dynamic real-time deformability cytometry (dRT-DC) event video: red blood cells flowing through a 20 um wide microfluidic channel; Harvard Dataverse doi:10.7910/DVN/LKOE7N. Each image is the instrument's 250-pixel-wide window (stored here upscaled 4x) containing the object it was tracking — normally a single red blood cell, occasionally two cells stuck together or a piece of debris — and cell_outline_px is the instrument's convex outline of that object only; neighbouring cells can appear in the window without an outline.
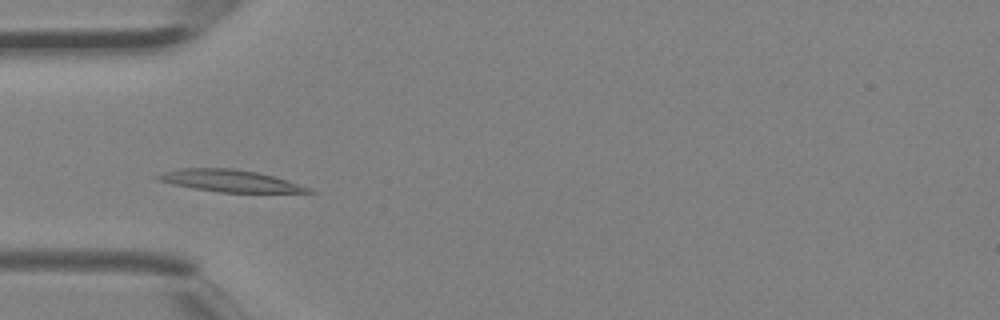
{"species": "Egyptian fruit bat (a non-hibernating species)", "species_latin": "Rousettus aegyptiacus", "temperature_condition": "room temperature", "stored_images_in_passage": 2, "camera_frame_rate_fps": 3000, "um_per_image_px": 0.085, "animal": {"sex": "female"}, "frame": {"image": 1, "passage_image": 1, "time_ms": 0.0, "image_size_px": [1000, 320], "cell_outline_px": [[316, 192], [220, 192], [192, 188], [172, 184], [156, 180], [152, 176], [164, 172], [180, 168], [232, 168], [256, 172], [272, 176], [312, 188]], "centroid_in_image_um": [19.47, 15.36], "position_along_channel_um": 65.5, "area_um2": 19.13}}
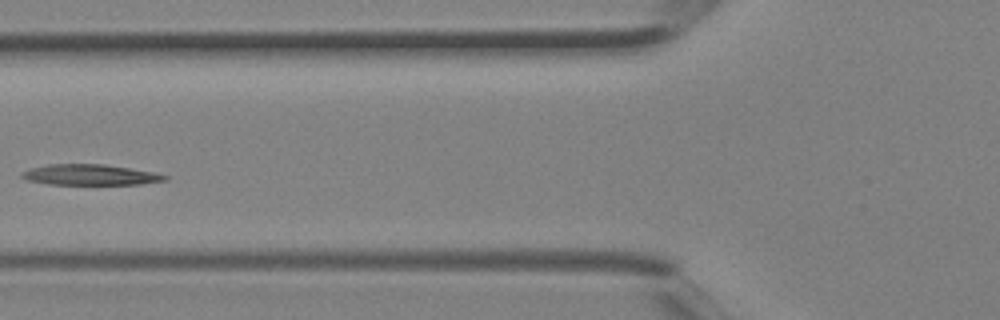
{"frame": {"image": 2, "passage_image": 2, "time_ms": 0.333, "image_size_px": [1000, 320], "cell_outline_px": [[168, 180], [140, 184], [48, 184], [28, 180], [20, 176], [20, 172], [32, 168], [48, 164], [104, 164], [156, 172], [168, 176]], "centroid_in_image_um": [7.68, 14.85], "position_along_channel_um": 118.1, "area_um2": 17.22}}